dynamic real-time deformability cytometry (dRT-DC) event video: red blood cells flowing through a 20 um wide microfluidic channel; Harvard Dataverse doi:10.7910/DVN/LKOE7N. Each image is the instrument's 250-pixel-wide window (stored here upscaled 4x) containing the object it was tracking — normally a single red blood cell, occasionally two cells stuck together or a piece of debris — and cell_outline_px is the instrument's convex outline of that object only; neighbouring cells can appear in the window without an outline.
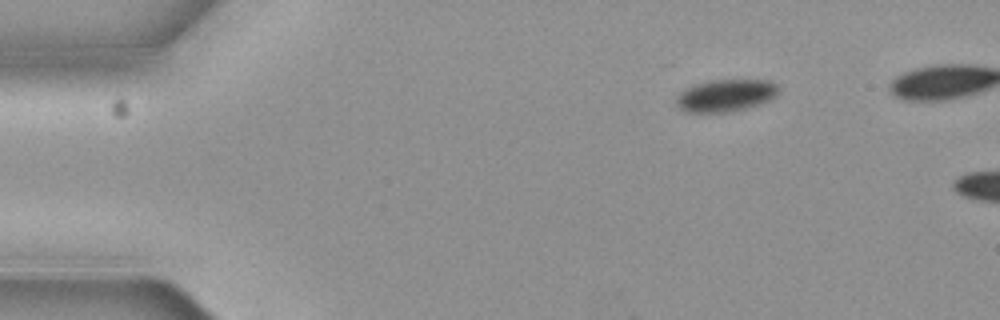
{"species": "common noctule bat (a hibernating species)", "species_latin": "Nyctalus noctula", "temperature_condition": "cold", "stored_images_in_passage": 3, "camera_frame_rate_fps": 3000, "um_per_image_px": 0.085, "animal": {"sex": "female", "body_mass_g": 19.3, "forearm_length_mm": 54.1}, "frame": {"image": 1, "passage_image": 1, "time_ms": 0.0, "image_size_px": [1000, 320], "cell_outline_px": [[780, 88], [776, 96], [768, 100], [744, 108], [724, 112], [688, 112], [680, 108], [676, 104], [676, 96], [684, 88], [708, 80], [772, 80]], "centroid_in_image_um": [61.67, 8.09], "position_along_channel_um": 23.3, "area_um2": 19.07}}